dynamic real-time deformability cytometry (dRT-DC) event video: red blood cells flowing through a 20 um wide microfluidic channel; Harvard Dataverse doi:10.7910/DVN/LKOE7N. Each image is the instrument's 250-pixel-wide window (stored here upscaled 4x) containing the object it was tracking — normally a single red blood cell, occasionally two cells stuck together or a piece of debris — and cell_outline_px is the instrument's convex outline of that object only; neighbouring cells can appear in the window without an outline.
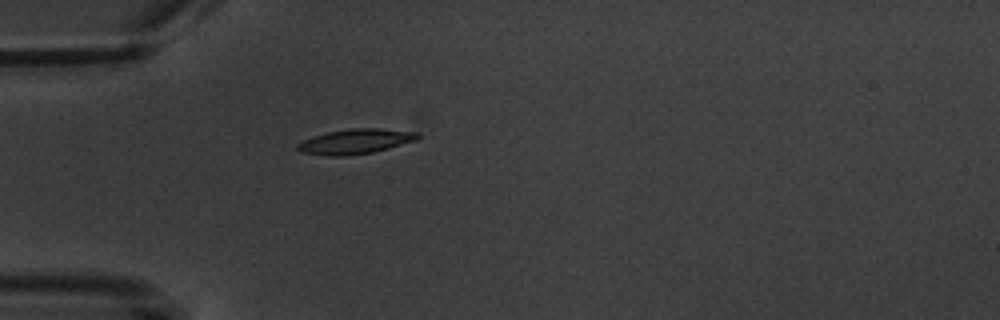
{"species": "common noctule bat (a hibernating species)", "species_latin": "Nyctalus noctula", "temperature_condition": "warm", "stored_images_in_passage": 4, "camera_frame_rate_fps": 3000, "um_per_image_px": 0.085, "animal": {"sex": "male", "body_mass_g": 20.1, "forearm_length_mm": 53.5}, "frame": {"image": 1, "passage_image": 4, "time_ms": 5.0, "image_size_px": [1000, 320], "cell_outline_px": [[420, 136], [416, 140], [388, 148], [372, 152], [344, 156], [328, 156], [300, 152], [296, 148], [296, 144], [312, 136], [328, 132], [348, 128], [376, 128], [416, 132]], "centroid_in_image_um": [30.16, 12.02], "position_along_channel_um": 54.8, "area_um2": 17.34}}